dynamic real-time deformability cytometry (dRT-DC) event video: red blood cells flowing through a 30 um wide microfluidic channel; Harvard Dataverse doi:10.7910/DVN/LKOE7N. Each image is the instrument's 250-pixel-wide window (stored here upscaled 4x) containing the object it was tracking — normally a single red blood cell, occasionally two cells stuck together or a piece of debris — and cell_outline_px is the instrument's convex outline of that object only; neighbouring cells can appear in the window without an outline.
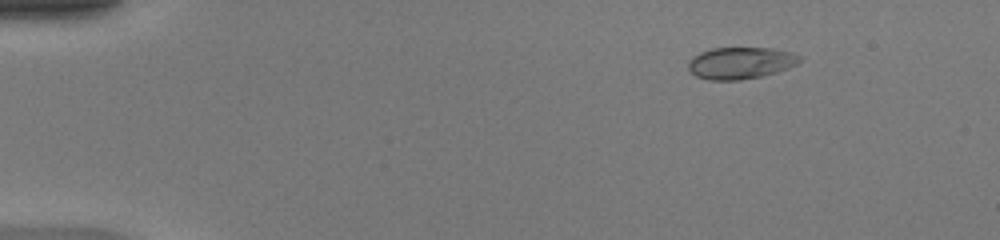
{"species": "common noctule bat (a hibernating species)", "species_latin": "Nyctalus noctula", "temperature_condition": "warm", "stored_images_in_passage": 44, "camera_frame_rate_fps": 3000, "um_per_image_px": 0.085, "animal": {"sex": "female", "body_mass_g": 20.0, "forearm_length_mm": 54.0}, "frame": {"image": 1, "passage_image": 2, "time_ms": 0.333, "image_size_px": [1000, 240], "cell_outline_px": [[800, 60], [796, 64], [788, 68], [776, 72], [760, 76], [740, 80], [708, 80], [696, 76], [688, 68], [688, 60], [692, 56], [700, 52], [712, 48], [772, 48], [792, 52], [800, 56]], "centroid_in_image_um": [62.91, 5.35], "position_along_channel_um": 22.1, "area_um2": 20.63}}
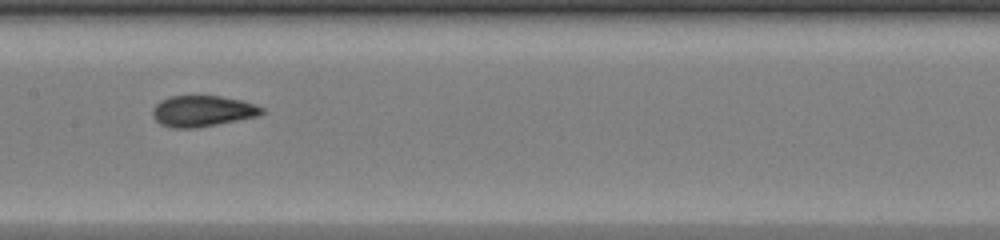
{"frame": {"image": 2, "passage_image": 21, "time_ms": 6.667, "image_size_px": [1000, 240], "cell_outline_px": [[264, 112], [260, 116], [196, 128], [172, 128], [160, 124], [152, 116], [152, 108], [160, 100], [168, 96], [220, 96], [240, 100], [256, 104], [264, 108]], "centroid_in_image_um": [17.21, 9.44], "position_along_channel_um": 190.2, "area_um2": 19.94}}
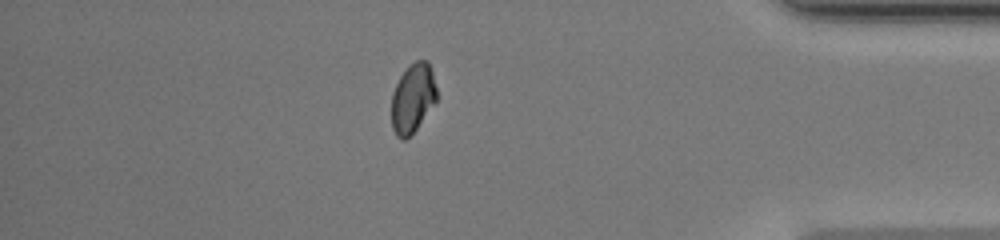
{"frame": {"image": 3, "passage_image": 38, "time_ms": 12.333, "image_size_px": [1000, 240], "cell_outline_px": [[436, 100], [416, 128], [404, 140], [400, 140], [396, 136], [392, 128], [392, 92], [400, 76], [408, 64], [416, 60], [428, 60], [432, 68], [436, 88]], "centroid_in_image_um": [35.07, 8.3], "position_along_channel_um": 400.1, "area_um2": 18.15}}